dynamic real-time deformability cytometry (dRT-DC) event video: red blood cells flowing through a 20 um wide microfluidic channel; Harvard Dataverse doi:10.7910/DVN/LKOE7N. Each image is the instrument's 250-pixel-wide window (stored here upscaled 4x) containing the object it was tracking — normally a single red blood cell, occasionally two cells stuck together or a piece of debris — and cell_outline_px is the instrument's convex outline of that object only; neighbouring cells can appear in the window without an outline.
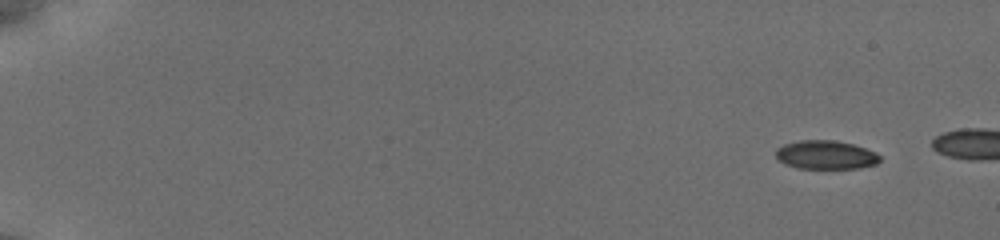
{"species": "common noctule bat (a hibernating species)", "species_latin": "Nyctalus noctula", "temperature_condition": "cold", "stored_images_in_passage": 17, "camera_frame_rate_fps": 3000, "um_per_image_px": 0.085, "animal": {"sex": "female", "body_mass_g": 19.5, "forearm_length_mm": 54.1}, "frame": {"image": 1, "passage_image": 3, "time_ms": 0.667, "image_size_px": [1000, 240], "cell_outline_px": [[880, 160], [876, 164], [856, 168], [796, 168], [784, 164], [776, 156], [776, 148], [784, 144], [800, 140], [836, 140], [852, 144], [876, 152], [880, 156]], "centroid_in_image_um": [70.17, 13.16], "position_along_channel_um": 14.8, "area_um2": 17.34}}